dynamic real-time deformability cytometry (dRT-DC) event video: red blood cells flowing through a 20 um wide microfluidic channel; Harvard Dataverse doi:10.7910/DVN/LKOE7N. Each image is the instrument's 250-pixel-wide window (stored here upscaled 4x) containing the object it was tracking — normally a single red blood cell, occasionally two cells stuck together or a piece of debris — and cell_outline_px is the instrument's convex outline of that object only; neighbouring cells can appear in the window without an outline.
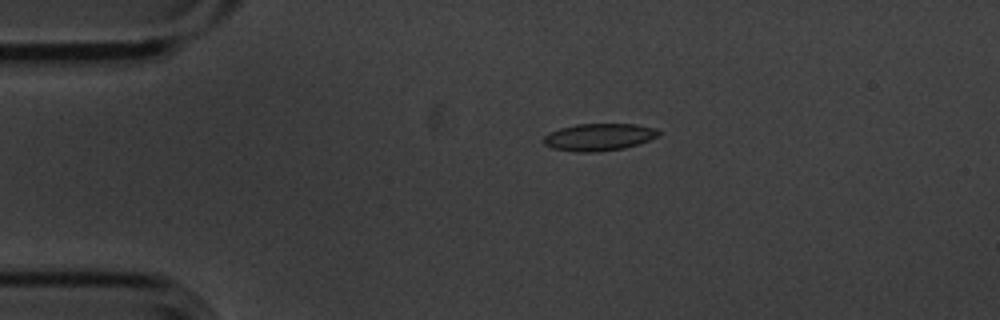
{"species": "common noctule bat (a hibernating species)", "species_latin": "Nyctalus noctula", "temperature_condition": "cold", "stored_images_in_passage": 2, "camera_frame_rate_fps": 3000, "um_per_image_px": 0.085, "animal": {"sex": "male", "body_mass_g": 20.1, "forearm_length_mm": 53.5}, "frame": {"image": 1, "passage_image": 1, "time_ms": 0.0, "image_size_px": [1000, 320], "cell_outline_px": [[660, 136], [624, 148], [596, 152], [576, 152], [552, 148], [544, 144], [544, 136], [560, 128], [576, 124], [636, 124], [656, 128], [660, 132]], "centroid_in_image_um": [50.92, 11.65], "position_along_channel_um": 34.1, "area_um2": 18.15}}